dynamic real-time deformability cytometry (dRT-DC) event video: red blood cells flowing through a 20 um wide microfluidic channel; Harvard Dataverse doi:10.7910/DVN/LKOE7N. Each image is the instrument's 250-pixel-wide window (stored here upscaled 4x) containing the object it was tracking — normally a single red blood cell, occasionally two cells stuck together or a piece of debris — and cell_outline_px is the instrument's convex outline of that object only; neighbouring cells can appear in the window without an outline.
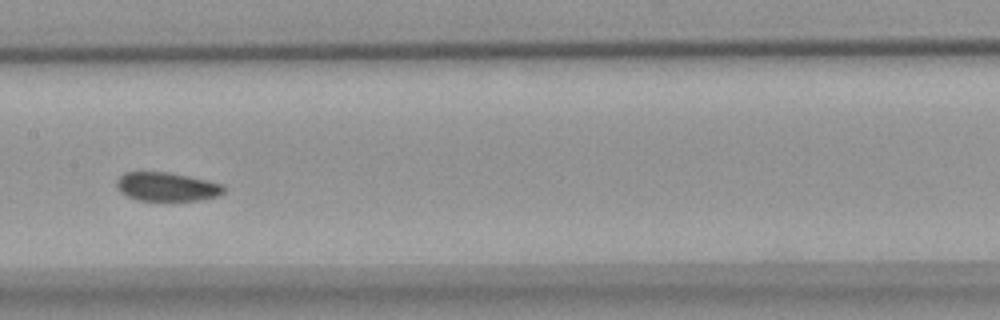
{"species": "common noctule bat (a hibernating species)", "species_latin": "Nyctalus noctula", "temperature_condition": "warm", "stored_images_in_passage": 9, "camera_frame_rate_fps": 3000, "um_per_image_px": 0.085, "animal": {"sex": "female", "body_mass_g": 18.4}, "frame": {"image": 1, "passage_image": 6, "time_ms": 6.0, "image_size_px": [1000, 320], "cell_outline_px": [[224, 192], [220, 196], [200, 200], [168, 204], [136, 200], [120, 192], [116, 188], [116, 180], [124, 172], [168, 172], [188, 176], [224, 184]], "centroid_in_image_um": [14.18, 15.93], "position_along_channel_um": 193.2, "area_um2": 18.96}}
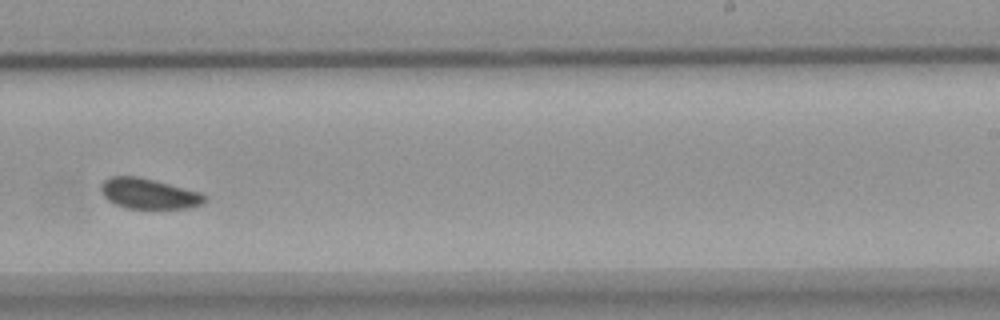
{"frame": {"image": 2, "passage_image": 8, "time_ms": 8.333, "image_size_px": [1000, 320], "cell_outline_px": [[208, 200], [204, 204], [192, 208], [124, 208], [108, 200], [100, 192], [100, 184], [108, 176], [136, 176], [200, 192], [208, 196]], "centroid_in_image_um": [12.65, 16.47], "position_along_channel_um": 276.3, "area_um2": 18.5}}
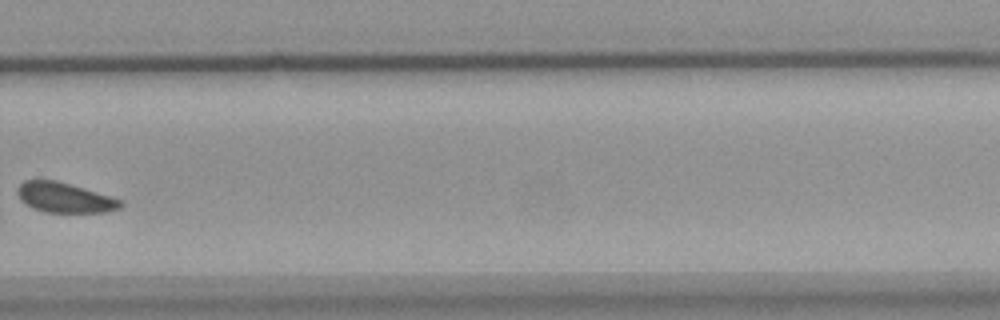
{"frame": {"image": 3, "passage_image": 9, "time_ms": 9.667, "image_size_px": [1000, 320], "cell_outline_px": [[124, 204], [120, 208], [108, 212], [44, 212], [32, 208], [20, 200], [16, 192], [16, 188], [24, 180], [56, 180], [112, 196], [120, 200]], "centroid_in_image_um": [5.48, 16.8], "position_along_channel_um": 324.3, "area_um2": 18.15}}